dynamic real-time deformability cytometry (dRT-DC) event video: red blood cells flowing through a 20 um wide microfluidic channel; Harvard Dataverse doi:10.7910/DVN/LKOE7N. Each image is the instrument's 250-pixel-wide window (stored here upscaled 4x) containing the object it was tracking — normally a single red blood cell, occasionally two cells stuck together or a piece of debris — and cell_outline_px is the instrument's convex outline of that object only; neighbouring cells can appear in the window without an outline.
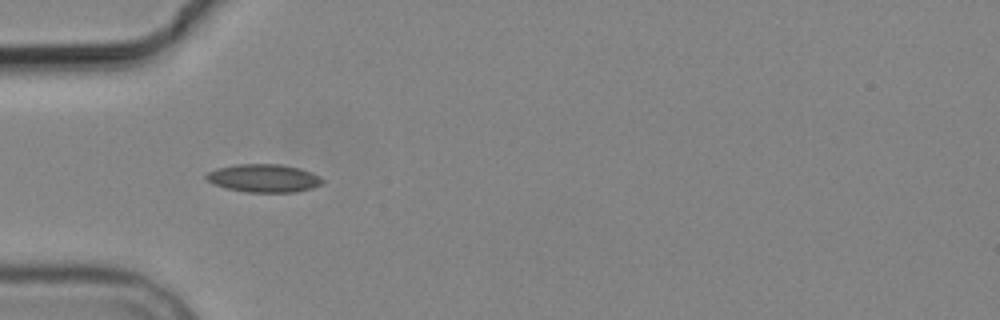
{"species": "common noctule bat (a hibernating species)", "species_latin": "Nyctalus noctula", "temperature_condition": "cold", "stored_images_in_passage": 2, "camera_frame_rate_fps": 3000, "um_per_image_px": 0.085, "animal": {"sex": "male", "body_mass_g": 19.2, "forearm_length_mm": 51.8}, "frame": {"image": 1, "passage_image": 1, "time_ms": 0.0, "image_size_px": [1000, 320], "cell_outline_px": [[324, 180], [320, 184], [312, 188], [296, 192], [244, 192], [212, 184], [204, 176], [208, 172], [216, 168], [236, 164], [280, 164], [300, 168], [312, 172], [320, 176]], "centroid_in_image_um": [22.42, 15.14], "position_along_channel_um": 62.6, "area_um2": 19.07}}
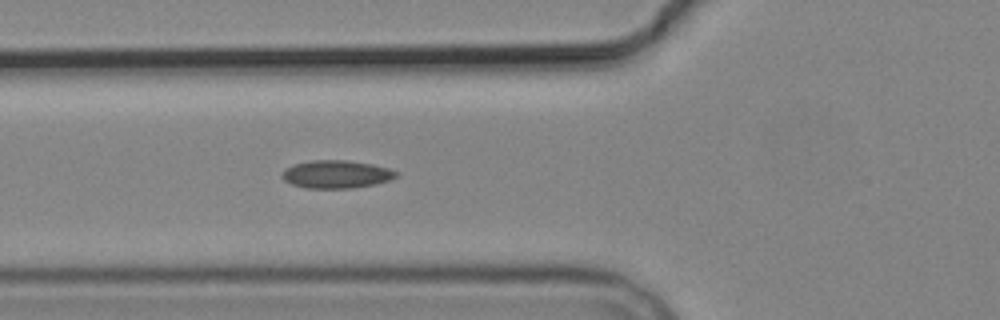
{"frame": {"image": 2, "passage_image": 2, "time_ms": 1.0, "image_size_px": [1000, 320], "cell_outline_px": [[400, 172], [396, 176], [388, 180], [376, 184], [352, 188], [304, 188], [292, 184], [284, 180], [280, 176], [284, 168], [292, 164], [312, 160], [348, 160], [372, 164], [388, 168]], "centroid_in_image_um": [28.55, 14.8], "position_along_channel_um": 97.2, "area_um2": 18.73}}